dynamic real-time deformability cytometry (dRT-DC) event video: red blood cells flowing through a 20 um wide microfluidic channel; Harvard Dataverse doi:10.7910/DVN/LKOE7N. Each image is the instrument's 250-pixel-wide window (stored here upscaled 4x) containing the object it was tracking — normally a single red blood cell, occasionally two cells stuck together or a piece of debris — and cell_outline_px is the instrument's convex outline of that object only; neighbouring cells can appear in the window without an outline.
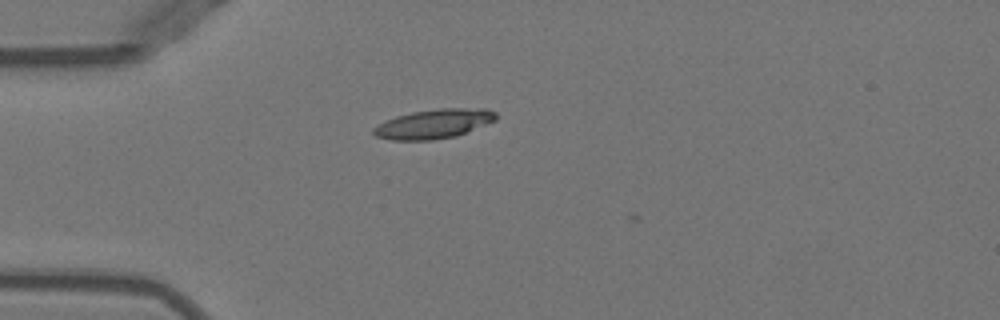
{"species": "Egyptian fruit bat (a non-hibernating species)", "species_latin": "Rousettus aegyptiacus", "temperature_condition": "warm", "stored_images_in_passage": 39, "camera_frame_rate_fps": 3000, "um_per_image_px": 0.085, "animal": {"sex": "female"}, "frame": {"image": 1, "passage_image": 2, "time_ms": 0.333, "image_size_px": [1000, 320], "cell_outline_px": [[496, 120], [456, 136], [432, 140], [392, 140], [376, 136], [372, 132], [372, 128], [396, 116], [412, 112], [440, 108], [484, 108], [496, 112]], "centroid_in_image_um": [36.88, 10.52], "position_along_channel_um": 48.1, "area_um2": 20.75}}
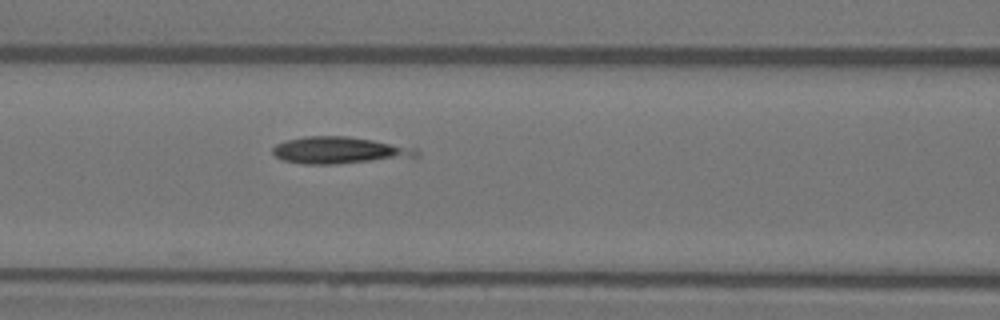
{"frame": {"image": 2, "passage_image": 10, "time_ms": 3.0, "image_size_px": [1000, 320], "cell_outline_px": [[420, 156], [336, 164], [304, 164], [284, 160], [276, 156], [272, 152], [272, 148], [276, 144], [284, 140], [304, 136], [348, 136], [372, 140], [416, 148], [420, 152]], "centroid_in_image_um": [28.81, 12.77], "position_along_channel_um": 137.8, "area_um2": 22.37}}
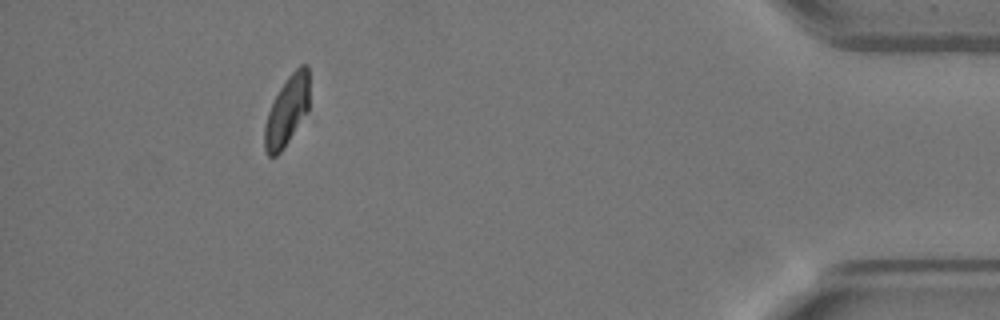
{"frame": {"image": 3, "passage_image": 35, "time_ms": 11.333, "image_size_px": [1000, 320], "cell_outline_px": [[308, 112], [280, 152], [276, 156], [268, 156], [264, 148], [264, 128], [268, 112], [280, 88], [288, 76], [300, 64], [308, 64]], "centroid_in_image_um": [24.39, 9.42], "position_along_channel_um": 410.8, "area_um2": 17.92}}